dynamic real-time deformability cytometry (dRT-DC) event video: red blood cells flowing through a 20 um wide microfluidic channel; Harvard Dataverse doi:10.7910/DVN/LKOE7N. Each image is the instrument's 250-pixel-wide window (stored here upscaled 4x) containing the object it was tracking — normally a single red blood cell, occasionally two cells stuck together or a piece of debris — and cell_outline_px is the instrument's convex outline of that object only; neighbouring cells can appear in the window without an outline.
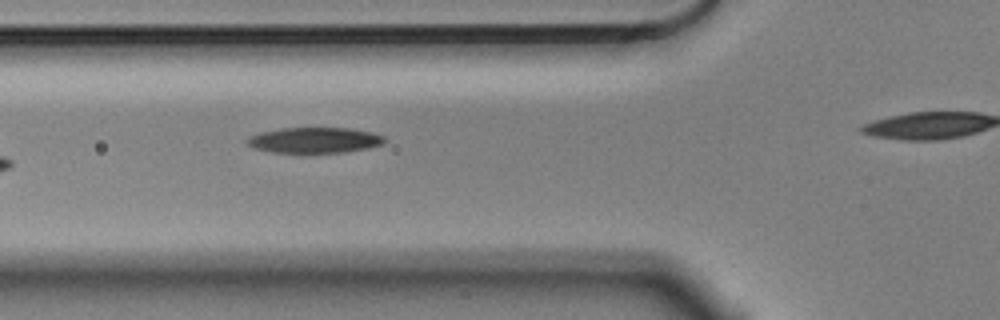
{"species": "Egyptian fruit bat (a non-hibernating species)", "species_latin": "Rousettus aegyptiacus", "temperature_condition": "cold", "stored_images_in_passage": 7, "segment_of_instrument_passage": [1, 2], "camera_frame_rate_fps": 3000, "um_per_image_px": 0.085, "animal": {"sex": "male"}, "frame": {"image": 1, "passage_image": 6, "time_ms": 1.667, "image_size_px": [1000, 320], "cell_outline_px": [[384, 144], [368, 148], [344, 152], [272, 152], [256, 148], [248, 144], [244, 140], [248, 136], [260, 132], [280, 128], [348, 128], [372, 132], [384, 136]], "centroid_in_image_um": [26.72, 11.9], "position_along_channel_um": 99.1, "area_um2": 20.4}}